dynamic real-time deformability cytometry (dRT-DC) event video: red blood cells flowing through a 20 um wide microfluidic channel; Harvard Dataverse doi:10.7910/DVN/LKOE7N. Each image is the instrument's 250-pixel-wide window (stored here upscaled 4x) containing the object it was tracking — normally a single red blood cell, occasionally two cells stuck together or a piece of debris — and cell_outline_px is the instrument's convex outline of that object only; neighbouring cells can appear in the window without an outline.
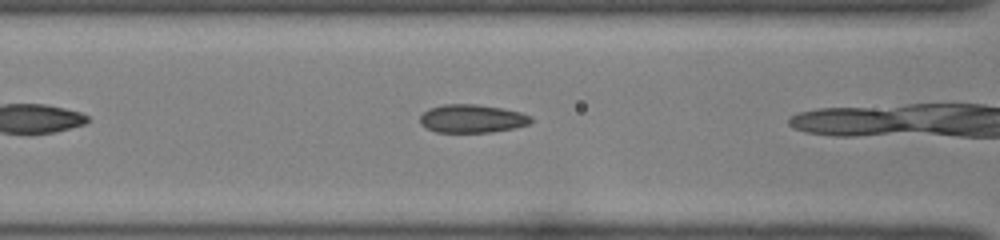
{"species": "common noctule bat (a hibernating species)", "species_latin": "Nyctalus noctula", "temperature_condition": "room temperature", "stored_images_in_passage": 6, "camera_frame_rate_fps": 3000, "um_per_image_px": 0.085, "animal": {"sex": "female", "body_mass_g": 22.0, "forearm_length_mm": 56.7}, "frame": {"image": 1, "passage_image": 5, "time_ms": 1.333, "image_size_px": [1000, 240], "cell_outline_px": [[532, 120], [528, 124], [512, 128], [492, 132], [436, 132], [420, 124], [420, 116], [428, 108], [444, 104], [476, 104], [500, 108], [520, 112], [532, 116]], "centroid_in_image_um": [40.1, 10.08], "position_along_channel_um": 126.5, "area_um2": 18.15}}